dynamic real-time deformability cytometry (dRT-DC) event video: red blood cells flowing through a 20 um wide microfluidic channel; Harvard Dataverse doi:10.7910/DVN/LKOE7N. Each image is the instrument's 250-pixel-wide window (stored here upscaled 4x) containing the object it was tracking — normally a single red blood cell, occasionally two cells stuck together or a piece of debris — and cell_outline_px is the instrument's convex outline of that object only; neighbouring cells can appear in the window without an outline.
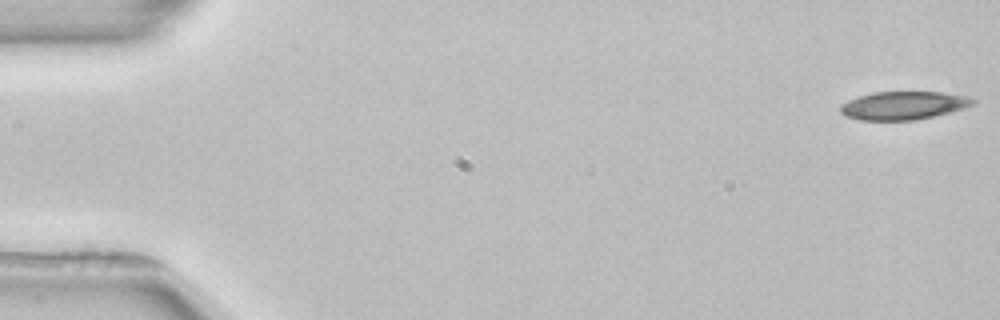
{"species": "common noctule bat (a hibernating species)", "species_latin": "Nyctalus noctula", "temperature_condition": "room temperature", "stored_images_in_passage": 52, "camera_frame_rate_fps": 3000, "um_per_image_px": 0.085, "animal": {"sex": "female", "body_mass_g": 22.7, "forearm_length_mm": 54.2}, "frame": {"image": 1, "passage_image": 1, "time_ms": 0.0, "image_size_px": [1000, 320], "cell_outline_px": [[976, 104], [964, 108], [916, 120], [860, 120], [844, 116], [840, 112], [840, 104], [848, 100], [872, 92], [940, 92], [968, 96], [976, 100]], "centroid_in_image_um": [76.78, 8.96], "position_along_channel_um": 8.2, "area_um2": 21.79}}
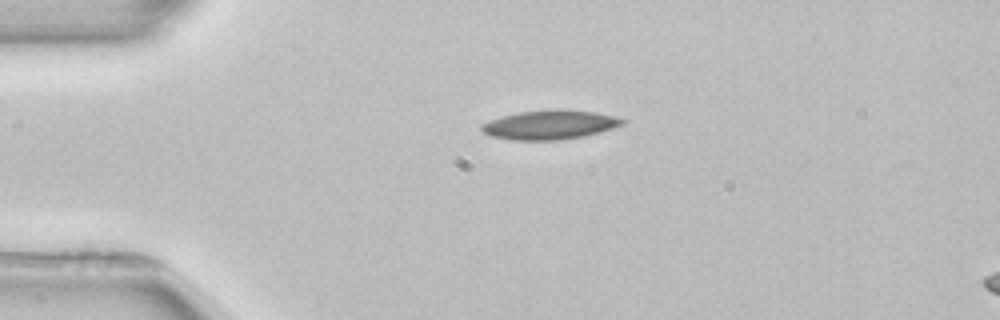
{"frame": {"image": 2, "passage_image": 12, "time_ms": 3.667, "image_size_px": [1000, 320], "cell_outline_px": [[628, 120], [624, 124], [600, 132], [584, 136], [560, 140], [512, 140], [492, 136], [484, 132], [480, 128], [480, 124], [504, 116], [520, 112], [556, 108], [564, 108], [596, 112], [616, 116]], "centroid_in_image_um": [46.8, 10.59], "position_along_channel_um": 38.2, "area_um2": 24.16}}
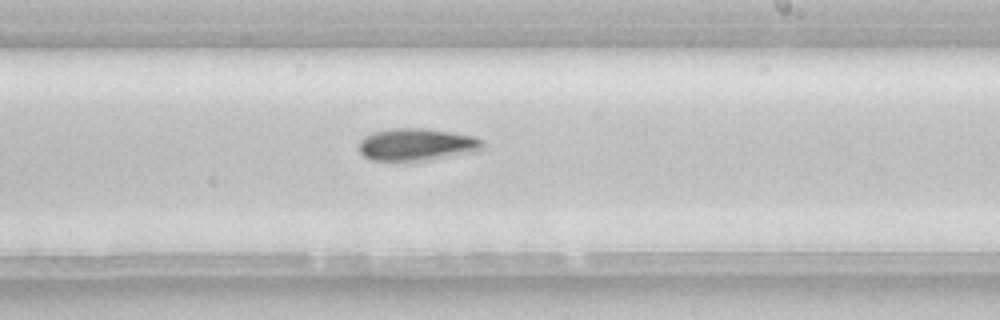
{"frame": {"image": 3, "passage_image": 31, "time_ms": 10.0, "image_size_px": [1000, 320], "cell_outline_px": [[484, 148], [476, 152], [428, 160], [372, 160], [364, 156], [360, 152], [360, 140], [364, 136], [372, 132], [396, 128], [424, 128], [452, 132], [476, 136], [484, 144]], "centroid_in_image_um": [35.46, 12.28], "position_along_channel_um": 253.5, "area_um2": 23.29}, "authors_computed_cell_mechanics": {"area_um2": 23.2934, "velocity_mm_per_s": 3.9275, "shape_relaxation_time_tau1_ms": 5.4657, "shape_relaxation_time_tau2_ms": null, "deformation_change_tau1": 0.1214, "deformation_change_tau2": null}}